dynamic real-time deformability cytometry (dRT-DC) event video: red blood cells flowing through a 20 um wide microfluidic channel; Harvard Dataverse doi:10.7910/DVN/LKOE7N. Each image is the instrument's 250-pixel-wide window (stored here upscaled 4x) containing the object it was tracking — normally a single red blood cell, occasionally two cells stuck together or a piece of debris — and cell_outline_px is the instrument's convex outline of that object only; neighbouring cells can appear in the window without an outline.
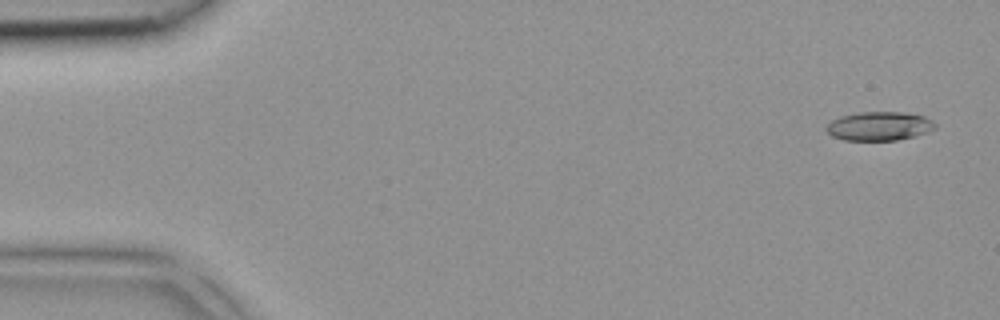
{"species": "common noctule bat (a hibernating species)", "species_latin": "Nyctalus noctula", "temperature_condition": "room temperature", "stored_images_in_passage": 3, "segment_of_instrument_passage": [2, 2], "camera_frame_rate_fps": 3000, "um_per_image_px": 0.085, "animal": {"sex": "female", "body_mass_g": 18.4}, "frame": {"image": 1, "passage_image": 3, "time_ms": 0.667, "image_size_px": [1000, 320], "cell_outline_px": [[936, 128], [928, 132], [896, 140], [844, 140], [832, 136], [824, 128], [832, 120], [840, 116], [860, 112], [904, 112], [924, 116], [932, 120], [936, 124]], "centroid_in_image_um": [74.73, 10.71], "position_along_channel_um": 10.3, "area_um2": 18.26}}